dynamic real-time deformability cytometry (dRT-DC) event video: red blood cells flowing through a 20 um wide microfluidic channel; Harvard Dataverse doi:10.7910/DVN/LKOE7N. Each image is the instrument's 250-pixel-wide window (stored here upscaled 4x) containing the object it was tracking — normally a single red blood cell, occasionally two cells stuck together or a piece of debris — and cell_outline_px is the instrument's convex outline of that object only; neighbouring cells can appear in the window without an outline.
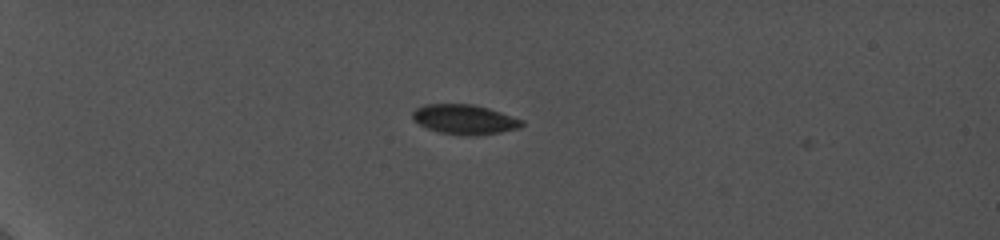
{"species": "common noctule bat (a hibernating species)", "species_latin": "Nyctalus noctula", "temperature_condition": "cold", "stored_images_in_passage": 4, "camera_frame_rate_fps": 5000, "um_per_image_px": 0.085, "animal": {"sex": "female", "body_mass_g": 19.0, "forearm_length_mm": 56.7}, "frame": {"image": 1, "passage_image": 3, "time_ms": 0.2, "image_size_px": [1000, 240], "cell_outline_px": [[524, 124], [520, 128], [500, 132], [476, 136], [460, 136], [440, 132], [428, 128], [412, 120], [412, 112], [416, 108], [424, 104], [472, 104], [488, 108], [524, 120]], "centroid_in_image_um": [39.49, 10.16], "position_along_channel_um": 45.5, "area_um2": 19.07}}